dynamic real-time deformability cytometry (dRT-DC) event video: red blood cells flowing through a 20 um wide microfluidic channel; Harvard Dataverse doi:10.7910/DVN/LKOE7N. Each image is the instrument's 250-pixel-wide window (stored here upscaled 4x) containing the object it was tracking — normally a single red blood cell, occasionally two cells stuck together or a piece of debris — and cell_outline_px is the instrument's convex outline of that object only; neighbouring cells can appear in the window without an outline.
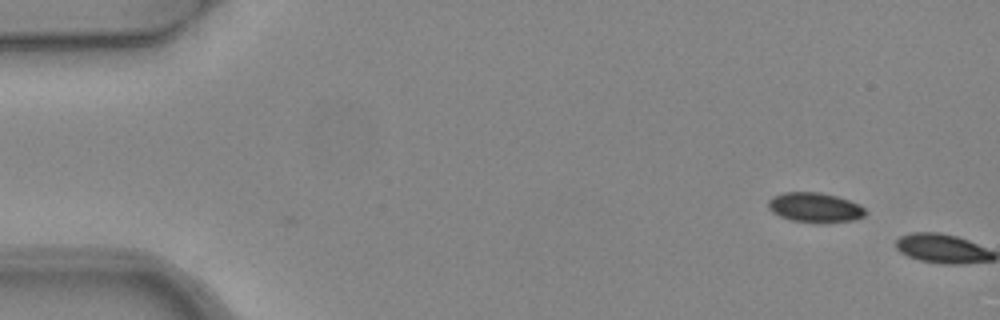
{"species": "common noctule bat (a hibernating species)", "species_latin": "Nyctalus noctula", "temperature_condition": "warm", "stored_images_in_passage": 2, "camera_frame_rate_fps": 3000, "um_per_image_px": 0.085, "animal": {"sex": "female", "body_mass_g": 24.6, "forearm_length_mm": 56.2}, "frame": {"image": 1, "passage_image": 1, "time_ms": 0.0, "image_size_px": [1000, 320], "cell_outline_px": [[868, 212], [864, 216], [852, 220], [824, 224], [816, 224], [792, 220], [780, 216], [772, 212], [768, 208], [768, 200], [772, 196], [784, 192], [820, 192], [836, 196], [860, 204]], "centroid_in_image_um": [69.27, 17.65], "position_along_channel_um": 15.7, "area_um2": 17.17}}